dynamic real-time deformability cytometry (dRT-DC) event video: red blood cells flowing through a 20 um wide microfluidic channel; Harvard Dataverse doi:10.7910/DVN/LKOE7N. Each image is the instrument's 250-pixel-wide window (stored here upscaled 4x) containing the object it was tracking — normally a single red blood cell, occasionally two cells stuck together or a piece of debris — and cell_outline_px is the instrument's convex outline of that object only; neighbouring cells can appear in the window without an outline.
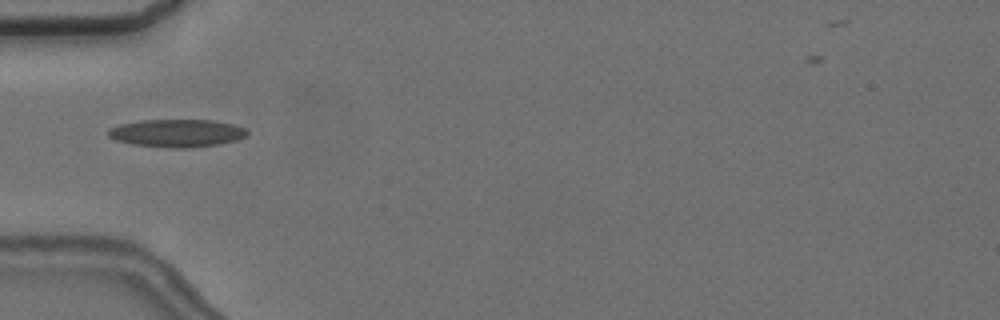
{"species": "common noctule bat (a hibernating species)", "species_latin": "Nyctalus noctula", "temperature_condition": "cold", "stored_images_in_passage": 6, "camera_frame_rate_fps": 3000, "um_per_image_px": 0.085, "animal": {"sex": "female", "body_mass_g": 24.6, "forearm_length_mm": 56.2}, "frame": {"image": 1, "passage_image": 4, "time_ms": 3.333, "image_size_px": [1000, 320], "cell_outline_px": [[248, 132], [244, 136], [236, 140], [220, 144], [184, 148], [172, 148], [132, 144], [116, 140], [108, 136], [108, 128], [120, 124], [140, 120], [212, 120], [232, 124], [248, 128]], "centroid_in_image_um": [15.02, 11.31], "position_along_channel_um": 70.0, "area_um2": 22.48}}
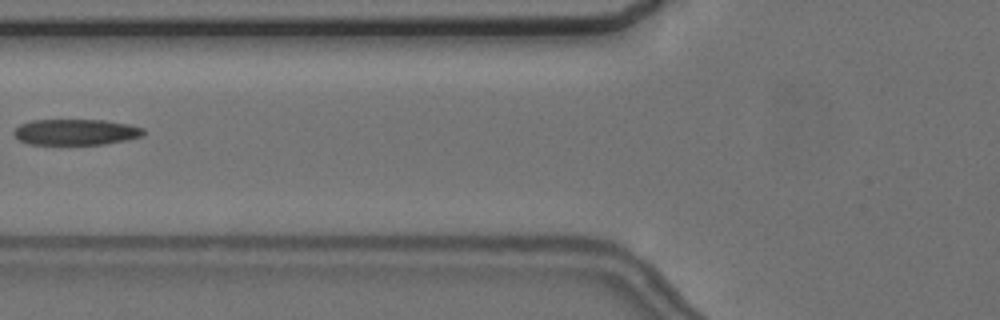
{"frame": {"image": 2, "passage_image": 5, "time_ms": 4.667, "image_size_px": [1000, 320], "cell_outline_px": [[144, 136], [128, 140], [104, 144], [28, 144], [20, 140], [12, 132], [20, 124], [32, 120], [104, 120], [128, 124], [144, 128]], "centroid_in_image_um": [6.47, 11.22], "position_along_channel_um": 119.3, "area_um2": 19.59}}